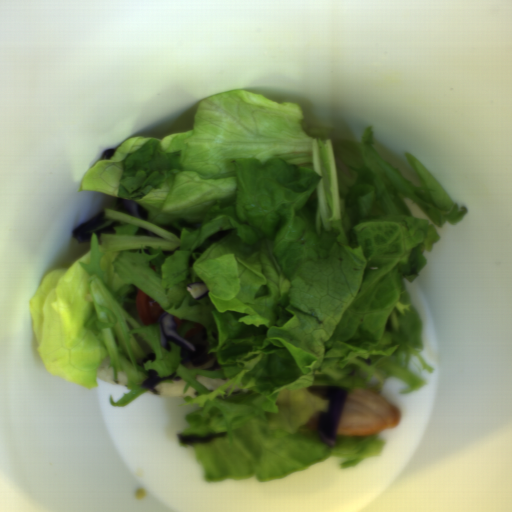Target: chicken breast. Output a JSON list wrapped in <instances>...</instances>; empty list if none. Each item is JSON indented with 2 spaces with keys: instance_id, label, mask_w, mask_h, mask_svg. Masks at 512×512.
<instances>
[{
  "instance_id": "chicken-breast-3",
  "label": "chicken breast",
  "mask_w": 512,
  "mask_h": 512,
  "mask_svg": "<svg viewBox=\"0 0 512 512\" xmlns=\"http://www.w3.org/2000/svg\"><path fill=\"white\" fill-rule=\"evenodd\" d=\"M328 385H309L307 391L310 392L312 395L323 397L324 389Z\"/></svg>"
},
{
  "instance_id": "chicken-breast-2",
  "label": "chicken breast",
  "mask_w": 512,
  "mask_h": 512,
  "mask_svg": "<svg viewBox=\"0 0 512 512\" xmlns=\"http://www.w3.org/2000/svg\"><path fill=\"white\" fill-rule=\"evenodd\" d=\"M322 411H326V410H320L317 413L313 414L304 426L319 433L320 414Z\"/></svg>"
},
{
  "instance_id": "chicken-breast-1",
  "label": "chicken breast",
  "mask_w": 512,
  "mask_h": 512,
  "mask_svg": "<svg viewBox=\"0 0 512 512\" xmlns=\"http://www.w3.org/2000/svg\"><path fill=\"white\" fill-rule=\"evenodd\" d=\"M347 391L337 436H374L399 425L400 410L390 399L367 388Z\"/></svg>"
}]
</instances>
